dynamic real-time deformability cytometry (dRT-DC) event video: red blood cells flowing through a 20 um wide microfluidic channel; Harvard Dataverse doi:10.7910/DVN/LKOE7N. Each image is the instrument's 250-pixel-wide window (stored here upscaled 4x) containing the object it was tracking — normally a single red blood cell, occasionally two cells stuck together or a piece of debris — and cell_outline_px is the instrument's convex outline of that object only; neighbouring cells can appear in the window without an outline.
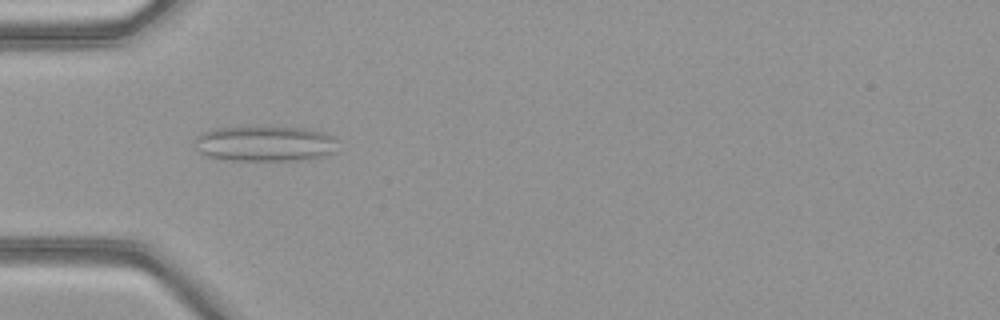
{"species": "common noctule bat (a hibernating species)", "species_latin": "Nyctalus noctula", "temperature_condition": "warm", "stored_images_in_passage": 49, "camera_frame_rate_fps": 3000, "um_per_image_px": 0.085, "animal": {"sex": "female", "body_mass_g": 21.9}, "frame": {"image": 1, "passage_image": 15, "time_ms": 4.667, "image_size_px": [1000, 320], "cell_outline_px": [[340, 140], [336, 152], [312, 160], [228, 160], [204, 156], [196, 148], [196, 136], [200, 132], [212, 128], [256, 124], [304, 128], [324, 132]], "centroid_in_image_um": [22.55, 12.17], "position_along_channel_um": 62.5, "area_um2": 31.15}}
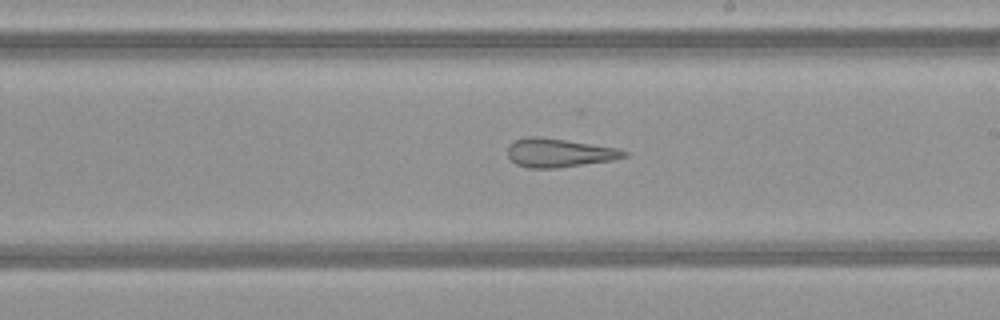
{"frame": {"image": 2, "passage_image": 28, "time_ms": 9.0, "image_size_px": [1000, 320], "cell_outline_px": [[628, 156], [612, 160], [556, 168], [528, 168], [516, 164], [508, 156], [508, 144], [516, 140], [528, 136], [540, 136], [616, 148], [628, 152]], "centroid_in_image_um": [47.49, 12.99], "position_along_channel_um": 241.5, "area_um2": 19.31}}
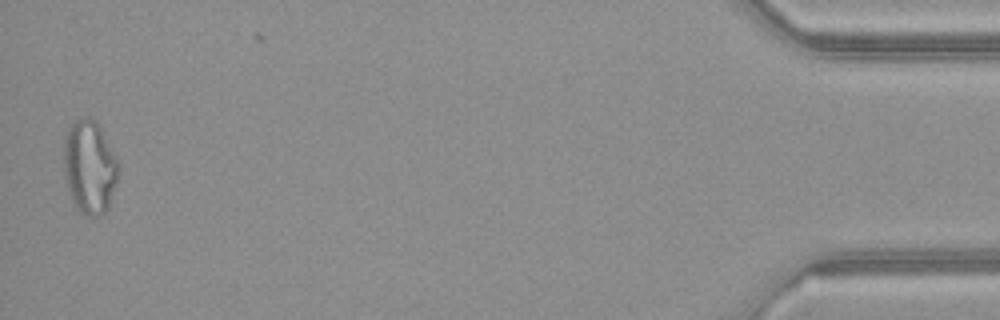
{"frame": {"image": 3, "passage_image": 48, "time_ms": 15.667, "image_size_px": [1000, 320], "cell_outline_px": [[120, 168], [116, 184], [108, 208], [100, 216], [88, 216], [80, 212], [76, 208], [72, 200], [64, 176], [64, 140], [68, 128], [76, 120], [88, 116], [96, 120], [100, 124], [120, 164]], "centroid_in_image_um": [7.63, 14.18], "position_along_channel_um": 427.6, "area_um2": 30.17}, "authors_computed_cell_mechanics": {"area_um2": 25.6054, "velocity_mm_per_s": 4.1655, "shape_relaxation_time_tau1_ms": null, "shape_relaxation_time_tau2_ms": 2.3744, "deformation_change_tau1": null, "deformation_change_tau2": 0.1492}}